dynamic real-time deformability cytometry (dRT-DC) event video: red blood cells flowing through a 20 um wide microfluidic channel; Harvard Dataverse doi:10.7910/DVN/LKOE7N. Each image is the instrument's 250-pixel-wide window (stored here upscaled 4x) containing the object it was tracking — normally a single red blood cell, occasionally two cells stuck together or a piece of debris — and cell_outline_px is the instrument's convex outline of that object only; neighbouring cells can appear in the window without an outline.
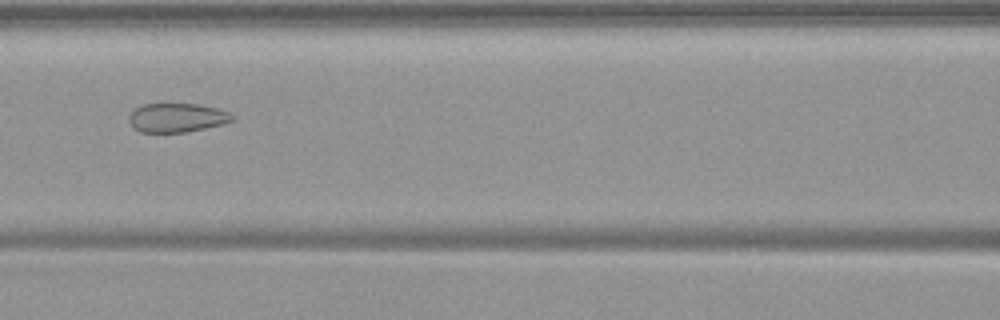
{"species": "common noctule bat (a hibernating species)", "species_latin": "Nyctalus noctula", "temperature_condition": "warm", "stored_images_in_passage": 50, "camera_frame_rate_fps": 3000, "um_per_image_px": 0.085, "animal": {"sex": "female", "body_mass_g": 19.9}, "frame": {"image": 1, "passage_image": 20, "time_ms": 6.333, "image_size_px": [1000, 320], "cell_outline_px": [[236, 116], [232, 120], [220, 124], [204, 128], [184, 132], [140, 132], [128, 120], [128, 116], [136, 108], [144, 104], [200, 104], [216, 108], [228, 112]], "centroid_in_image_um": [15.04, 9.99], "position_along_channel_um": 151.6, "area_um2": 17.17}}
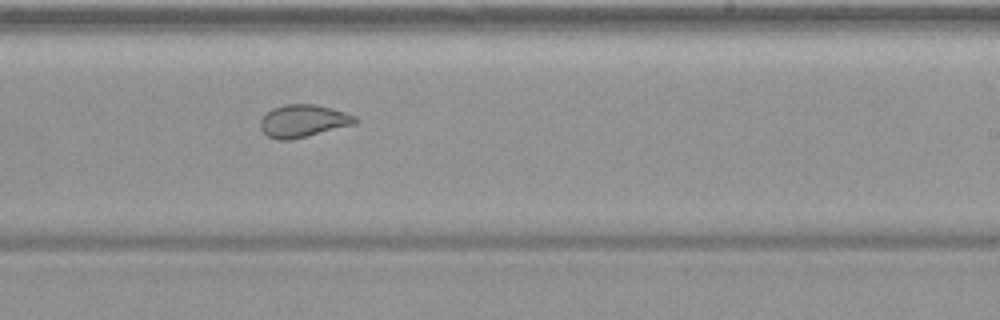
{"frame": {"image": 2, "passage_image": 29, "time_ms": 9.333, "image_size_px": [1000, 320], "cell_outline_px": [[356, 124], [292, 140], [276, 140], [268, 136], [260, 128], [260, 120], [272, 108], [284, 104], [316, 104], [344, 112], [356, 116]], "centroid_in_image_um": [25.76, 10.29], "position_along_channel_um": 263.2, "area_um2": 17.98}}
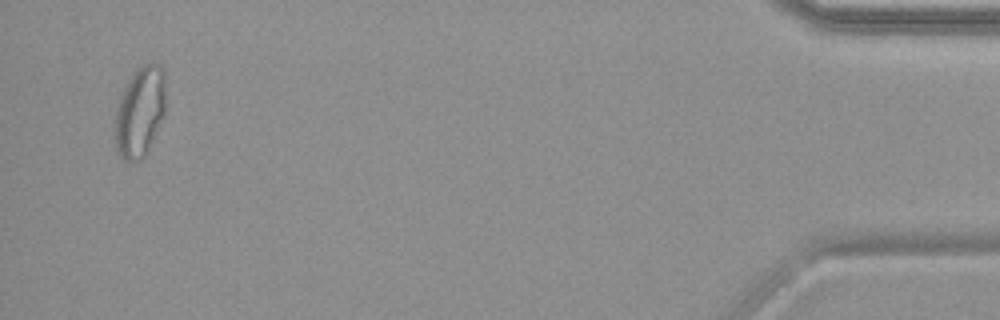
{"frame": {"image": 3, "passage_image": 48, "time_ms": 15.667, "image_size_px": [1000, 320], "cell_outline_px": [[164, 116], [144, 156], [140, 160], [132, 164], [124, 160], [116, 152], [112, 128], [116, 108], [120, 96], [132, 72], [140, 64], [152, 60], [160, 64], [164, 68]], "centroid_in_image_um": [11.85, 9.48], "position_along_channel_um": 423.4, "area_um2": 27.57}, "authors_computed_cell_mechanics": {"area_um2": 22.5709, "velocity_mm_per_s": 3.739, "shape_relaxation_time_tau1_ms": null, "shape_relaxation_time_tau2_ms": 1.1053, "deformation_change_tau1": null, "deformation_change_tau2": 0.0795}}